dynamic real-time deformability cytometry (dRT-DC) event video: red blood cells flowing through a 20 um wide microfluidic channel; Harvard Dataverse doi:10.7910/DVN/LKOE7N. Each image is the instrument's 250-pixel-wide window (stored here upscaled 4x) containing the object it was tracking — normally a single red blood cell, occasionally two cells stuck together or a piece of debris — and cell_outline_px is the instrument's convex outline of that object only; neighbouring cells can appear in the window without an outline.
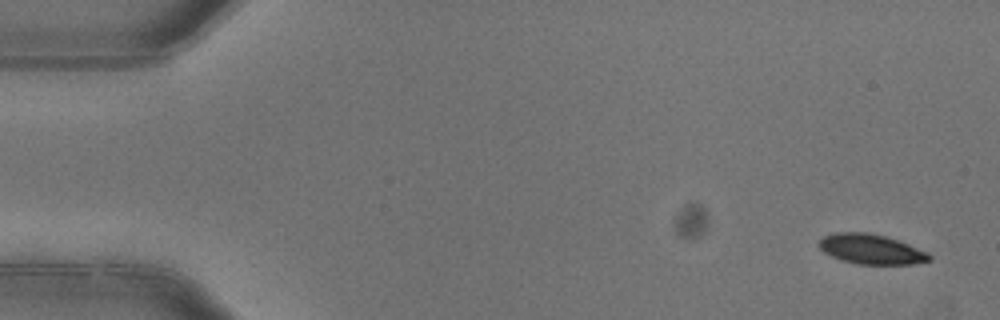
{"species": "common noctule bat (a hibernating species)", "species_latin": "Nyctalus noctula", "temperature_condition": "warm", "stored_images_in_passage": 4, "camera_frame_rate_fps": 3000, "um_per_image_px": 0.085, "animal": {"sex": "female"}, "frame": {"image": 1, "passage_image": 1, "time_ms": 0.0, "image_size_px": [1000, 320], "cell_outline_px": [[932, 260], [916, 264], [856, 264], [840, 260], [824, 252], [816, 244], [824, 236], [836, 232], [868, 232], [884, 236], [908, 244], [928, 252], [932, 256]], "centroid_in_image_um": [74.05, 21.19], "position_along_channel_um": 11.0, "area_um2": 19.31}}
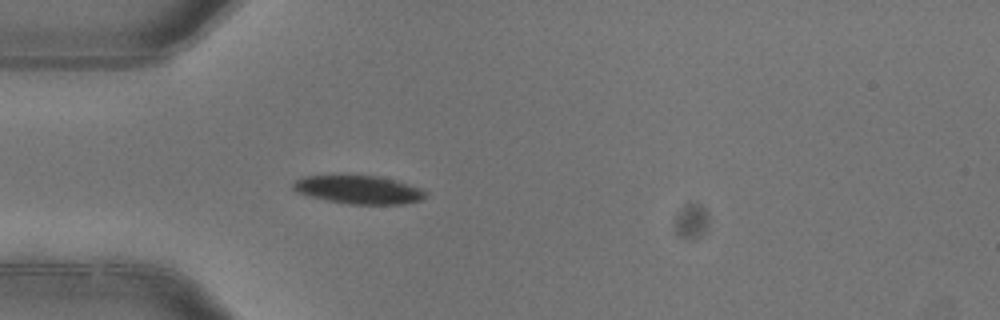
{"frame": {"image": 2, "passage_image": 4, "time_ms": 1.0, "image_size_px": [1000, 320], "cell_outline_px": [[424, 200], [400, 204], [348, 204], [328, 200], [296, 192], [292, 188], [292, 184], [296, 180], [304, 176], [376, 176], [392, 180], [420, 188], [424, 192]], "centroid_in_image_um": [30.46, 16.13], "position_along_channel_um": 54.5, "area_um2": 21.27}}